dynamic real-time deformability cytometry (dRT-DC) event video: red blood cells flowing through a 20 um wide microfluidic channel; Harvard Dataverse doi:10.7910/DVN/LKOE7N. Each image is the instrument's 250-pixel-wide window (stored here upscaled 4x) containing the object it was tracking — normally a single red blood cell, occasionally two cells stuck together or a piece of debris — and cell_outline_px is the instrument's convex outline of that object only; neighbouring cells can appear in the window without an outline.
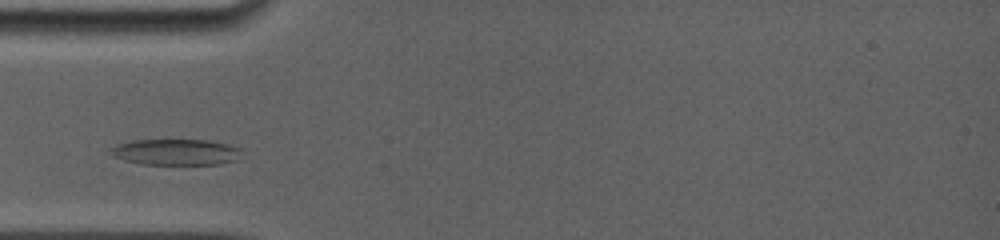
{"species": "common noctule bat (a hibernating species)", "species_latin": "Nyctalus noctula", "temperature_condition": "room temperature", "stored_images_in_passage": 21, "camera_frame_rate_fps": 5000, "um_per_image_px": 0.085, "animal": {"sex": "female", "body_mass_g": 19.0, "forearm_length_mm": 56.7}, "frame": {"image": 1, "passage_image": 4, "time_ms": 1.6, "image_size_px": [1000, 240], "cell_outline_px": [[240, 160], [220, 164], [140, 164], [124, 160], [112, 156], [112, 148], [116, 144], [132, 140], [208, 140], [228, 144], [240, 148]], "centroid_in_image_um": [14.98, 12.93], "position_along_channel_um": 70.0, "area_um2": 19.94}}
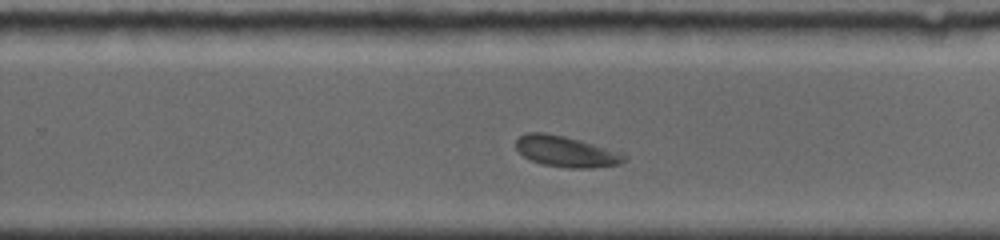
{"frame": {"image": 2, "passage_image": 14, "time_ms": 7.2, "image_size_px": [1000, 240], "cell_outline_px": [[628, 156], [620, 164], [592, 168], [568, 168], [540, 164], [524, 156], [516, 148], [516, 140], [520, 136], [528, 132], [540, 132], [564, 136]], "centroid_in_image_um": [48.04, 12.9], "position_along_channel_um": 281.8, "area_um2": 18.9}}
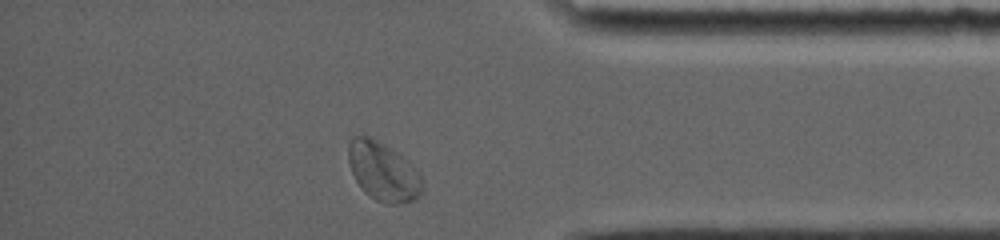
{"frame": {"image": 3, "passage_image": 21, "time_ms": 10.6, "image_size_px": [1000, 240], "cell_outline_px": [[424, 188], [416, 200], [396, 204], [384, 204], [376, 200], [364, 192], [356, 180], [352, 172], [348, 160], [348, 144], [352, 136], [372, 136], [408, 160], [420, 176], [424, 184]], "centroid_in_image_um": [32.57, 14.59], "position_along_channel_um": 402.6, "area_um2": 25.43}, "authors_computed_cell_mechanics": {"area_um2": 19.652, "velocity_mm_per_s": 3.7899, "shape_relaxation_time_tau1_ms": 2.572, "shape_relaxation_time_tau2_ms": 2.024, "deformation_change_tau1": 0.1073, "deformation_change_tau2": 0.0632}}